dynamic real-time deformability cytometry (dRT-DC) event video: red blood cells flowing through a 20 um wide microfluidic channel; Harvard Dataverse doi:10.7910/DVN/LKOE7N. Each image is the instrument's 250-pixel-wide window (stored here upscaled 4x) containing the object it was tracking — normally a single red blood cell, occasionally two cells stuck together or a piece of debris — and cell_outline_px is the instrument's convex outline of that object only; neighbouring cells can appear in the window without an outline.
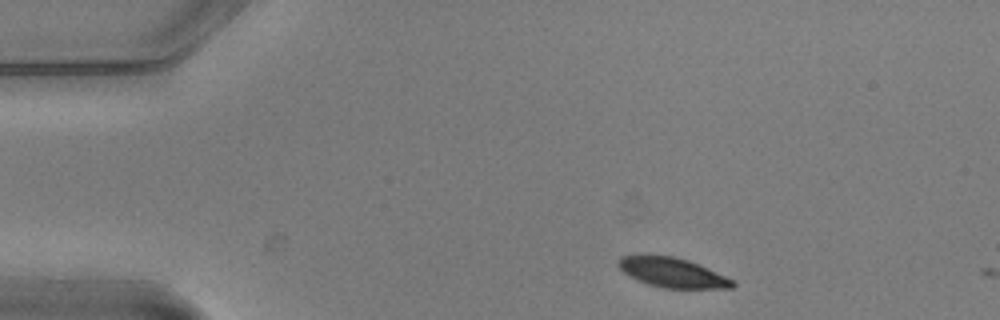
{"species": "common noctule bat (a hibernating species)", "species_latin": "Nyctalus noctula", "temperature_condition": "warm", "stored_images_in_passage": 2, "camera_frame_rate_fps": 3000, "um_per_image_px": 0.085, "animal": {"sex": "male", "body_mass_g": 20.5, "forearm_length_mm": 52.5}, "frame": {"image": 1, "passage_image": 1, "time_ms": 0.0, "image_size_px": [1000, 320], "cell_outline_px": [[736, 284], [732, 288], [664, 288], [648, 284], [624, 272], [616, 264], [616, 260], [620, 256], [640, 252], [644, 252], [672, 256], [688, 260], [708, 268], [736, 280]], "centroid_in_image_um": [57.11, 23.12], "position_along_channel_um": 27.9, "area_um2": 20.29}}